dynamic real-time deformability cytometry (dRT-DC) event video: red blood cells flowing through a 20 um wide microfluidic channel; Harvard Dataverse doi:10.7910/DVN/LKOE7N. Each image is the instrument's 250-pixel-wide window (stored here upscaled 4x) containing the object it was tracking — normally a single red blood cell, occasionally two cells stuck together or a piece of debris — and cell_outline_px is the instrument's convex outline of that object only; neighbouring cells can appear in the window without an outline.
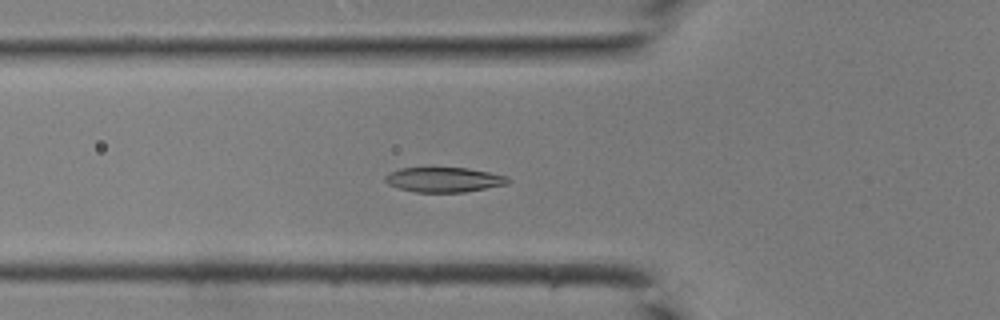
{"species": "common noctule bat (a hibernating species)", "species_latin": "Nyctalus noctula", "temperature_condition": "room temperature", "stored_images_in_passage": 29, "camera_frame_rate_fps": 3000, "um_per_image_px": 0.085, "animal": {"sex": "male", "body_mass_g": 19.0, "forearm_length_mm": 50.8}, "frame": {"image": 1, "passage_image": 2, "time_ms": 0.333, "image_size_px": [1000, 320], "cell_outline_px": [[512, 180], [508, 184], [464, 192], [416, 192], [396, 188], [388, 184], [384, 180], [384, 176], [400, 168], [468, 168], [508, 176]], "centroid_in_image_um": [37.75, 15.28], "position_along_channel_um": 88.1, "area_um2": 17.8}}
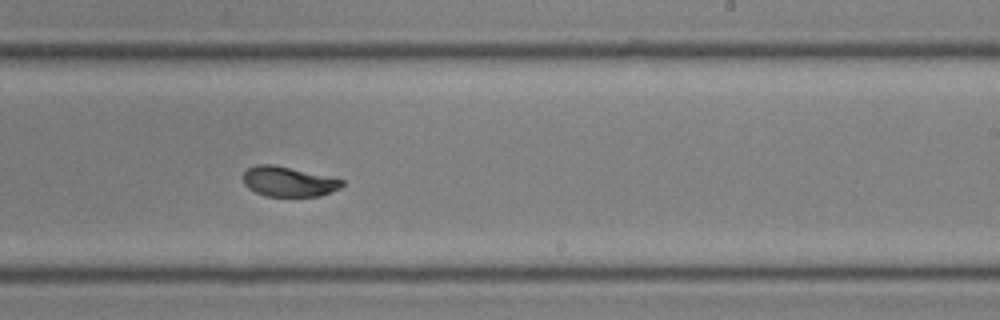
{"frame": {"image": 2, "passage_image": 13, "time_ms": 4.0, "image_size_px": [1000, 320], "cell_outline_px": [[344, 184], [340, 188], [332, 192], [320, 196], [264, 196], [248, 188], [244, 184], [244, 172], [248, 168], [256, 164], [272, 164], [344, 180]], "centroid_in_image_um": [24.51, 15.44], "position_along_channel_um": 264.5, "area_um2": 17.11}}
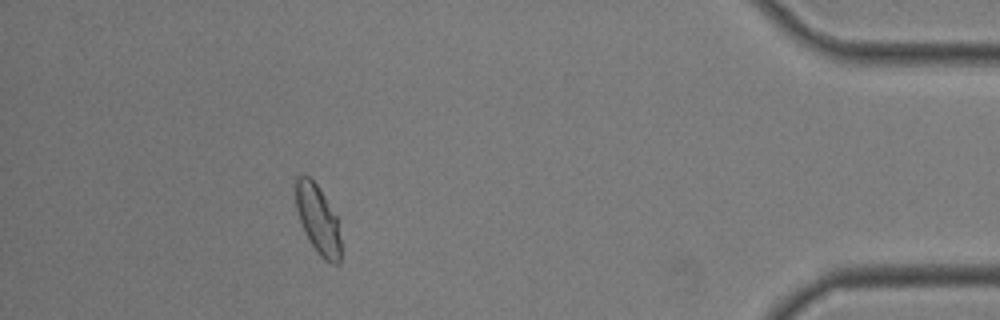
{"frame": {"image": 3, "passage_image": 25, "time_ms": 8.0, "image_size_px": [1000, 320], "cell_outline_px": [[340, 264], [332, 264], [324, 260], [316, 252], [308, 240], [304, 232], [296, 208], [292, 188], [296, 176], [304, 172], [316, 184], [324, 196], [336, 216], [340, 240]], "centroid_in_image_um": [26.96, 18.61], "position_along_channel_um": 408.2, "area_um2": 18.5}}